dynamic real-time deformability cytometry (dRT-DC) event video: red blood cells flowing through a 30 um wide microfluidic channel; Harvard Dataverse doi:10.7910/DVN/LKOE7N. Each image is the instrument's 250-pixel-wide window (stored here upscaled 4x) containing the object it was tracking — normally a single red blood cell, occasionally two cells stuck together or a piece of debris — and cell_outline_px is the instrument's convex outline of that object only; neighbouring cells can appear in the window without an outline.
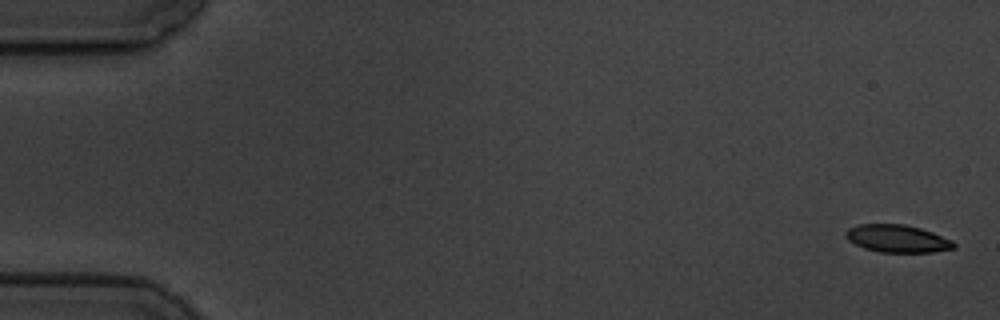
{"species": "common noctule bat (a hibernating species)", "species_latin": "Nyctalus noctula", "temperature_condition": "cold", "stored_images_in_passage": 5, "camera_frame_rate_fps": 3000, "um_per_image_px": 0.085, "animal": {"sex": "male", "body_mass_g": 19.5, "forearm_length_mm": 54.6}, "frame": {"image": 1, "passage_image": 1, "time_ms": 0.0, "image_size_px": [1000, 320], "cell_outline_px": [[956, 248], [932, 252], [880, 252], [864, 248], [848, 240], [844, 236], [844, 232], [848, 228], [860, 224], [904, 224], [920, 228], [932, 232], [952, 240], [956, 244]], "centroid_in_image_um": [76.26, 20.28], "position_along_channel_um": 8.7, "area_um2": 17.4}}
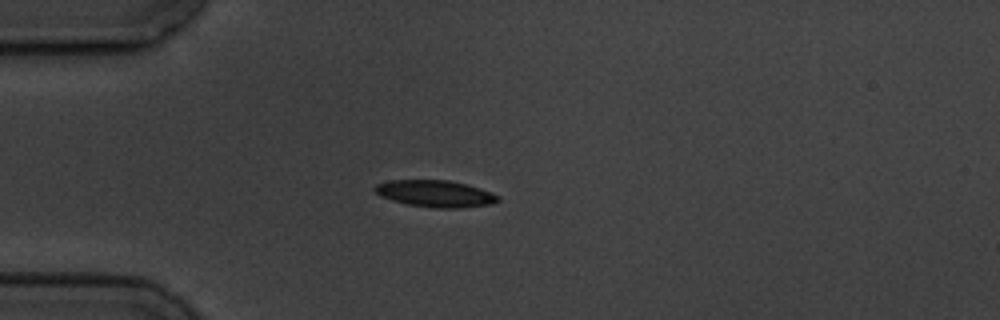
{"frame": {"image": 2, "passage_image": 5, "time_ms": 4.667, "image_size_px": [1000, 320], "cell_outline_px": [[500, 200], [492, 204], [460, 208], [432, 208], [408, 204], [392, 200], [380, 196], [372, 188], [376, 184], [392, 180], [448, 180], [468, 184], [492, 192], [500, 196]], "centroid_in_image_um": [37.03, 16.46], "position_along_channel_um": 48.0, "area_um2": 19.36}}